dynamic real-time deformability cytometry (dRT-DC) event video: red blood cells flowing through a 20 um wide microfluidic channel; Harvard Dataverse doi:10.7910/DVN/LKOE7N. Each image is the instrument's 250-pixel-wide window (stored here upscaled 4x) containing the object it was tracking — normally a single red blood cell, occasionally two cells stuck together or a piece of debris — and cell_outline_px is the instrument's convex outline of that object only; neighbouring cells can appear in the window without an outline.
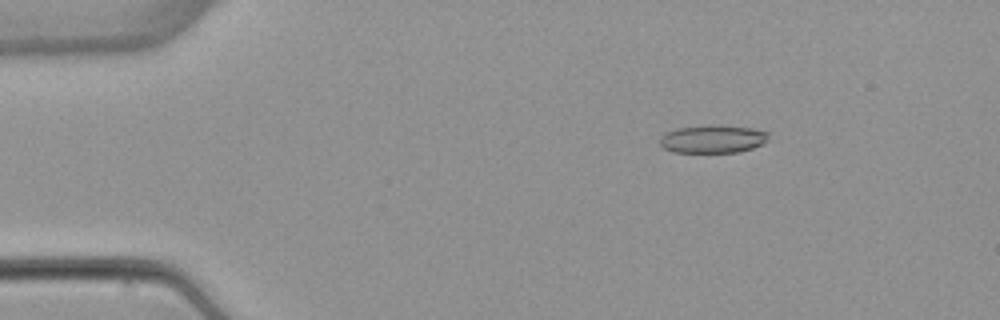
{"species": "common noctule bat (a hibernating species)", "species_latin": "Nyctalus noctula", "temperature_condition": "warm", "stored_images_in_passage": 5, "camera_frame_rate_fps": 3000, "um_per_image_px": 0.085, "animal": {"sex": "female", "body_mass_g": 22.7, "forearm_length_mm": 54.2}, "frame": {"image": 1, "passage_image": 3, "time_ms": 2.333, "image_size_px": [1000, 320], "cell_outline_px": [[768, 140], [764, 144], [752, 148], [736, 152], [672, 152], [664, 148], [660, 144], [660, 136], [664, 132], [676, 128], [704, 124], [716, 124], [752, 128], [768, 132]], "centroid_in_image_um": [60.56, 11.79], "position_along_channel_um": 24.4, "area_um2": 18.09}}